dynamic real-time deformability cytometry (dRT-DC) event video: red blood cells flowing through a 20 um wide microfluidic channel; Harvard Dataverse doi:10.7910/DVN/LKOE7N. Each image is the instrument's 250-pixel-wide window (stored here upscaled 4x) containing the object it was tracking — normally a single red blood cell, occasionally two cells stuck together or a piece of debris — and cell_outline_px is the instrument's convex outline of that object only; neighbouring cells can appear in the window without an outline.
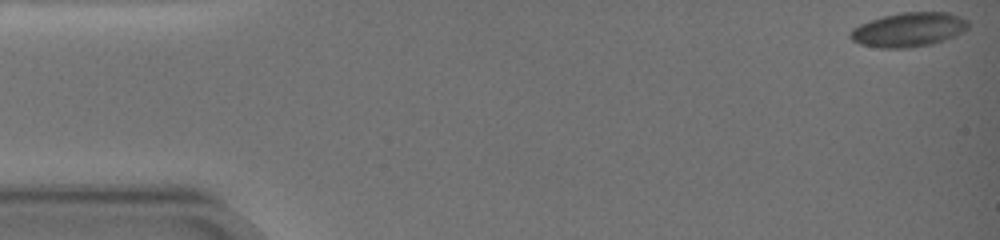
{"species": "common noctule bat (a hibernating species)", "species_latin": "Nyctalus noctula", "temperature_condition": "warm", "stored_images_in_passage": 29, "camera_frame_rate_fps": 3000, "um_per_image_px": 0.085, "animal": {"sex": "female", "body_mass_g": 19.0, "forearm_length_mm": 51.5}, "frame": {"image": 1, "passage_image": 1, "time_ms": 0.0, "image_size_px": [1000, 240], "cell_outline_px": [[968, 28], [964, 32], [956, 36], [932, 44], [908, 48], [880, 48], [860, 44], [852, 40], [848, 36], [848, 32], [852, 28], [860, 24], [884, 16], [900, 12], [948, 12], [960, 16], [968, 20]], "centroid_in_image_um": [77.24, 2.52], "position_along_channel_um": 7.8, "area_um2": 23.76}}
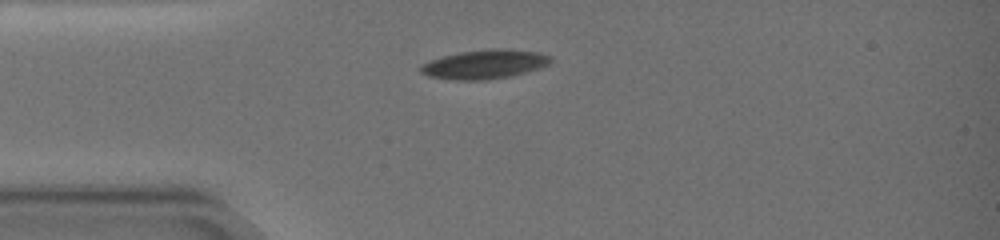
{"frame": {"image": 2, "passage_image": 21, "time_ms": 5.0, "image_size_px": [1000, 240], "cell_outline_px": [[552, 60], [548, 64], [512, 76], [488, 80], [448, 80], [428, 76], [420, 72], [420, 64], [444, 56], [460, 52], [492, 48], [504, 48], [540, 52], [552, 56]], "centroid_in_image_um": [41.18, 5.46], "position_along_channel_um": 43.8, "area_um2": 22.14}}